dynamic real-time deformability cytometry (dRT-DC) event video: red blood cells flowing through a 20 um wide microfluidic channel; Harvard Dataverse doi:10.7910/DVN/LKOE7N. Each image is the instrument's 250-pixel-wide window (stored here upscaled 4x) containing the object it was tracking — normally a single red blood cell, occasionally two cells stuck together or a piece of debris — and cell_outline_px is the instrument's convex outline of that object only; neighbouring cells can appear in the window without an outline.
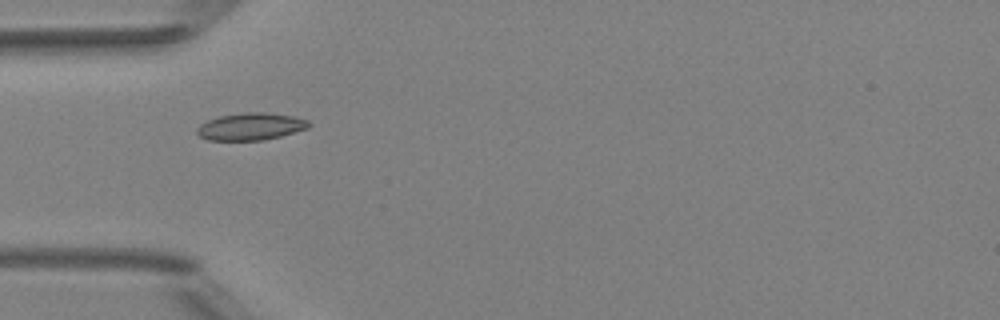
{"species": "Egyptian fruit bat (a non-hibernating species)", "species_latin": "Rousettus aegyptiacus", "temperature_condition": "room temperature", "stored_images_in_passage": 4, "camera_frame_rate_fps": 3000, "um_per_image_px": 0.085, "animal": {"sex": "female"}, "frame": {"image": 1, "passage_image": 1, "time_ms": 0.0, "image_size_px": [1000, 320], "cell_outline_px": [[312, 124], [308, 128], [280, 136], [264, 140], [208, 140], [200, 136], [196, 132], [196, 128], [200, 124], [208, 120], [220, 116], [244, 112], [264, 112], [292, 116], [308, 120]], "centroid_in_image_um": [21.31, 10.75], "position_along_channel_um": 63.7, "area_um2": 17.69}}
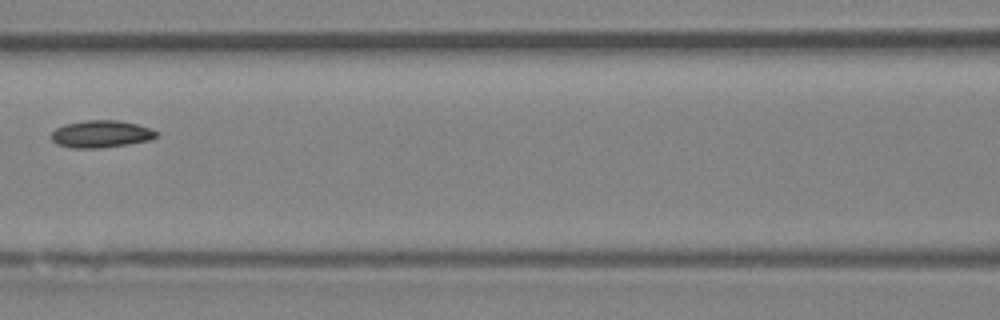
{"frame": {"image": 2, "passage_image": 3, "time_ms": 2.333, "image_size_px": [1000, 320], "cell_outline_px": [[160, 136], [152, 140], [128, 144], [100, 148], [72, 148], [56, 144], [52, 140], [52, 132], [56, 128], [64, 124], [84, 120], [120, 120], [152, 128], [160, 132]], "centroid_in_image_um": [8.65, 11.39], "position_along_channel_um": 157.9, "area_um2": 16.99}}
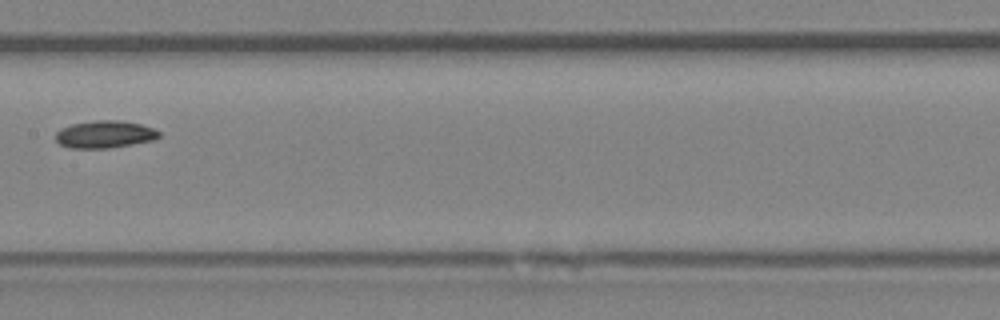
{"frame": {"image": 3, "passage_image": 4, "time_ms": 3.333, "image_size_px": [1000, 320], "cell_outline_px": [[160, 136], [152, 140], [132, 144], [108, 148], [68, 148], [60, 144], [56, 140], [56, 132], [60, 128], [72, 124], [96, 120], [120, 120], [140, 124], [152, 128], [160, 132]], "centroid_in_image_um": [8.88, 11.41], "position_along_channel_um": 198.5, "area_um2": 16.42}}